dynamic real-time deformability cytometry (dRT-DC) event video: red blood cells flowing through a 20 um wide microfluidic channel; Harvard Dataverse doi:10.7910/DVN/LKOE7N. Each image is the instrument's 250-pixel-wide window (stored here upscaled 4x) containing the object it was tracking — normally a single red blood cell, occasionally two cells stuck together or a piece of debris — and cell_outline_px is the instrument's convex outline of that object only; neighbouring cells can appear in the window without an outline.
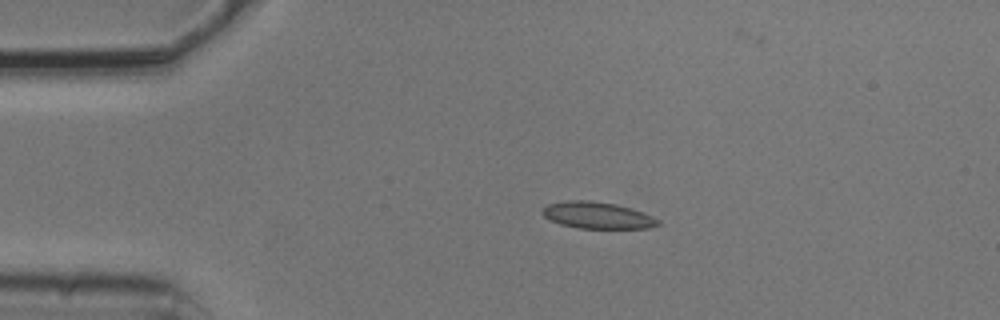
{"species": "common noctule bat (a hibernating species)", "species_latin": "Nyctalus noctula", "temperature_condition": "cold", "stored_images_in_passage": 7, "camera_frame_rate_fps": 3000, "um_per_image_px": 0.085, "animal": {"sex": "male", "body_mass_g": 20.5, "forearm_length_mm": 52.5}, "frame": {"image": 1, "passage_image": 3, "time_ms": 0.667, "image_size_px": [1000, 320], "cell_outline_px": [[660, 224], [648, 228], [580, 228], [560, 224], [544, 216], [544, 208], [548, 204], [568, 200], [588, 200], [616, 204], [632, 208], [652, 216], [660, 220]], "centroid_in_image_um": [50.82, 18.3], "position_along_channel_um": 34.2, "area_um2": 17.74}}
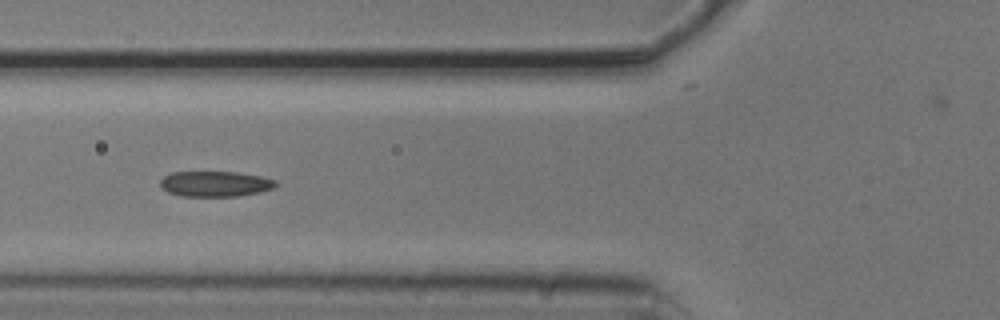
{"frame": {"image": 2, "passage_image": 5, "time_ms": 1.333, "image_size_px": [1000, 320], "cell_outline_px": [[280, 184], [276, 188], [260, 192], [240, 196], [180, 196], [168, 192], [160, 184], [160, 180], [164, 176], [172, 172], [236, 172], [260, 176], [276, 180]], "centroid_in_image_um": [18.35, 15.63], "position_along_channel_um": 107.5, "area_um2": 17.28}}
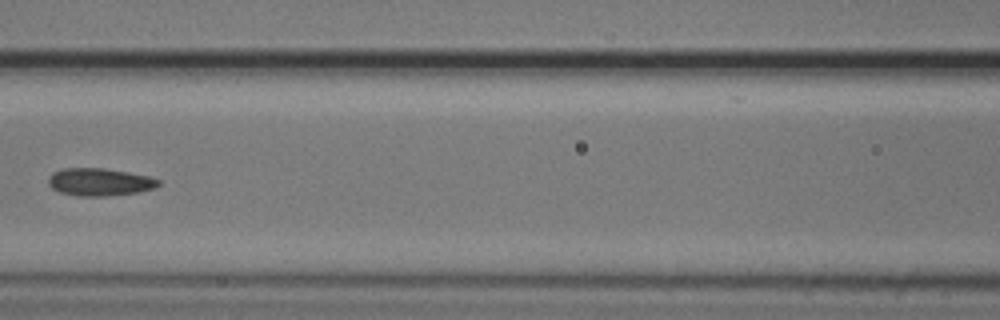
{"frame": {"image": 3, "passage_image": 6, "time_ms": 1.667, "image_size_px": [1000, 320], "cell_outline_px": [[160, 184], [156, 188], [136, 192], [104, 196], [76, 196], [60, 192], [52, 188], [48, 184], [48, 180], [52, 172], [64, 168], [104, 168], [152, 176], [160, 180]], "centroid_in_image_um": [8.48, 15.46], "position_along_channel_um": 158.1, "area_um2": 17.8}}